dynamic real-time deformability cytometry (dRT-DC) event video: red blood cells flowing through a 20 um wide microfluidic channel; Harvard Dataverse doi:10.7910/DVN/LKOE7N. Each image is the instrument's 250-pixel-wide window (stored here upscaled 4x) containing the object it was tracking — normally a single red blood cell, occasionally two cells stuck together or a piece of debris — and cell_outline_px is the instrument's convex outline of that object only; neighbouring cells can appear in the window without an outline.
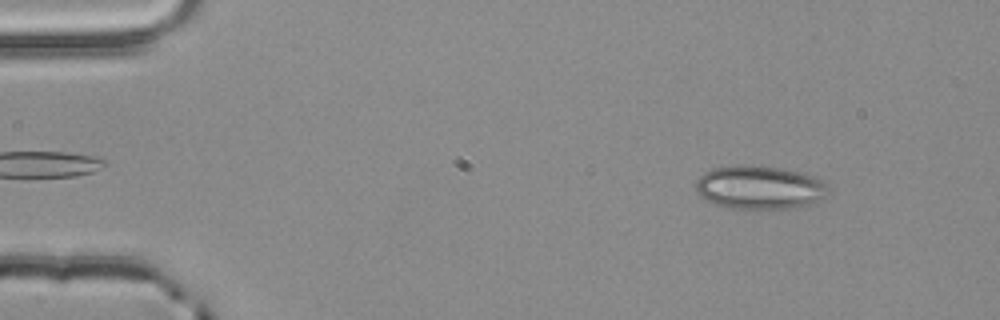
{"species": "common noctule bat (a hibernating species)", "species_latin": "Nyctalus noctula", "temperature_condition": "room temperature", "stored_images_in_passage": 53, "camera_frame_rate_fps": 3000, "um_per_image_px": 0.085, "animal": {"sex": "male", "body_mass_g": 20.4}, "frame": {"image": 1, "passage_image": 6, "time_ms": 1.667, "image_size_px": [1000, 320], "cell_outline_px": [[828, 192], [824, 196], [808, 204], [792, 208], [732, 208], [716, 204], [700, 196], [696, 192], [696, 180], [704, 172], [712, 168], [740, 164], [748, 164], [780, 168], [812, 176], [828, 184]], "centroid_in_image_um": [64.51, 15.91], "position_along_channel_um": 20.5, "area_um2": 33.23}}
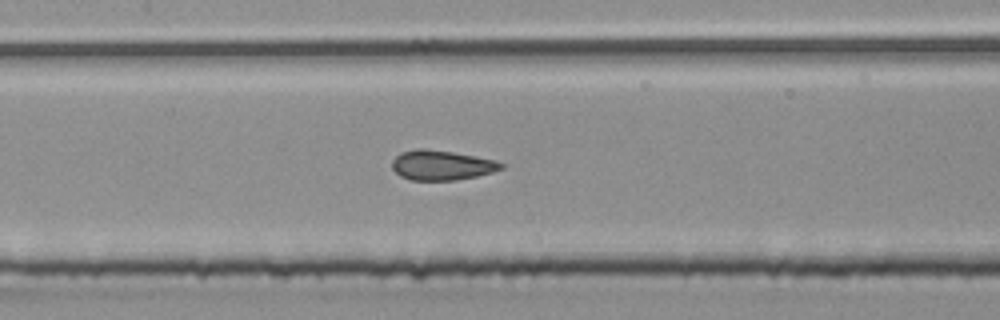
{"frame": {"image": 2, "passage_image": 25, "time_ms": 8.0, "image_size_px": [1000, 320], "cell_outline_px": [[504, 168], [492, 172], [476, 176], [456, 180], [412, 180], [400, 176], [392, 168], [392, 160], [400, 152], [416, 148], [424, 148], [452, 152], [476, 156], [496, 160], [504, 164]], "centroid_in_image_um": [37.53, 14.03], "position_along_channel_um": 169.9, "area_um2": 19.02}}
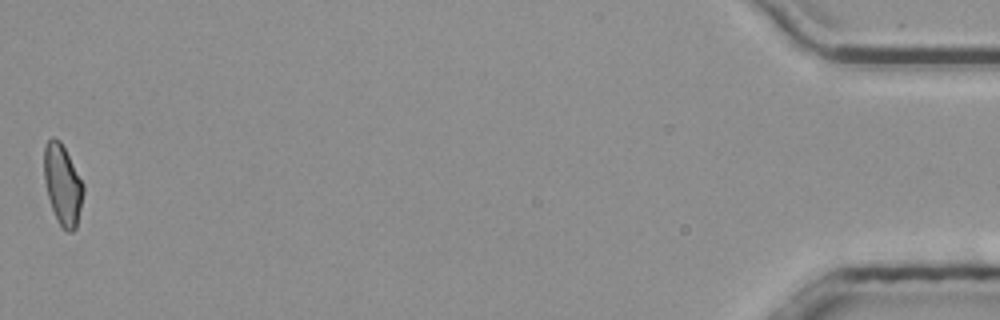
{"frame": {"image": 3, "passage_image": 53, "time_ms": 17.333, "image_size_px": [1000, 320], "cell_outline_px": [[84, 192], [76, 228], [72, 232], [68, 232], [56, 220], [48, 196], [44, 180], [44, 144], [52, 136], [60, 140], [84, 184]], "centroid_in_image_um": [5.32, 15.68], "position_along_channel_um": 429.9, "area_um2": 18.38}, "authors_computed_cell_mechanics": {"area_um2": 19.074, "velocity_mm_per_s": 3.8809, "shape_relaxation_time_tau1_ms": null, "shape_relaxation_time_tau2_ms": 1.027, "deformation_change_tau1": null, "deformation_change_tau2": 0.0879}}